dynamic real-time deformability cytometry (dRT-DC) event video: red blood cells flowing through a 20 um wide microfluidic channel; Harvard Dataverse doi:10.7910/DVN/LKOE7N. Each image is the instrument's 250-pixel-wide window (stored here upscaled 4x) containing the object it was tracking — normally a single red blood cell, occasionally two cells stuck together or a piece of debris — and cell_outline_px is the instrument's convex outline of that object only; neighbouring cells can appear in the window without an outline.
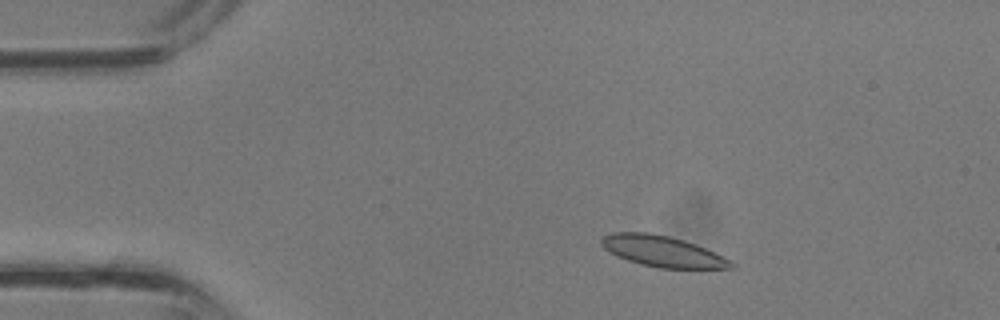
{"species": "common noctule bat (a hibernating species)", "species_latin": "Nyctalus noctula", "temperature_condition": "room temperature", "stored_images_in_passage": 35, "camera_frame_rate_fps": 3000, "um_per_image_px": 0.085, "animal": {"sex": "male", "body_mass_g": 13.3}, "frame": {"image": 1, "passage_image": 4, "time_ms": 1.0, "image_size_px": [1000, 320], "cell_outline_px": [[736, 264], [732, 268], [660, 268], [640, 264], [616, 256], [604, 248], [600, 244], [600, 240], [604, 236], [612, 232], [648, 232], [668, 236], [684, 240], [696, 244]], "centroid_in_image_um": [56.24, 21.35], "position_along_channel_um": 28.8, "area_um2": 23.12}}
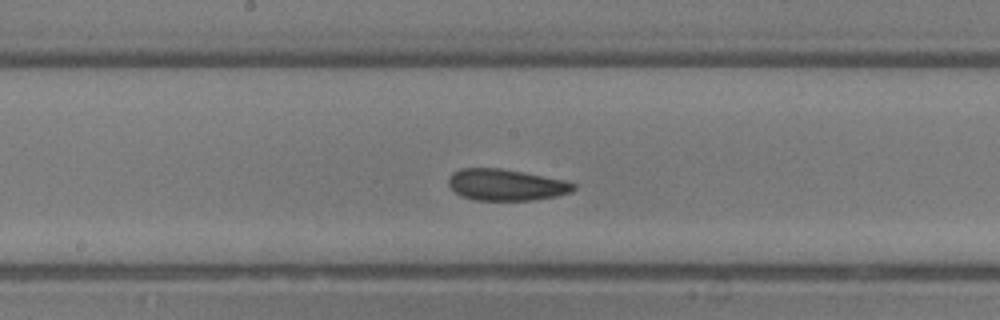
{"frame": {"image": 2, "passage_image": 17, "time_ms": 5.333, "image_size_px": [1000, 320], "cell_outline_px": [[576, 188], [572, 192], [556, 196], [532, 200], [472, 200], [456, 192], [448, 184], [448, 176], [452, 172], [460, 168], [500, 168], [524, 172], [564, 180], [576, 184]], "centroid_in_image_um": [43.01, 15.7], "position_along_channel_um": 205.2, "area_um2": 22.95}}
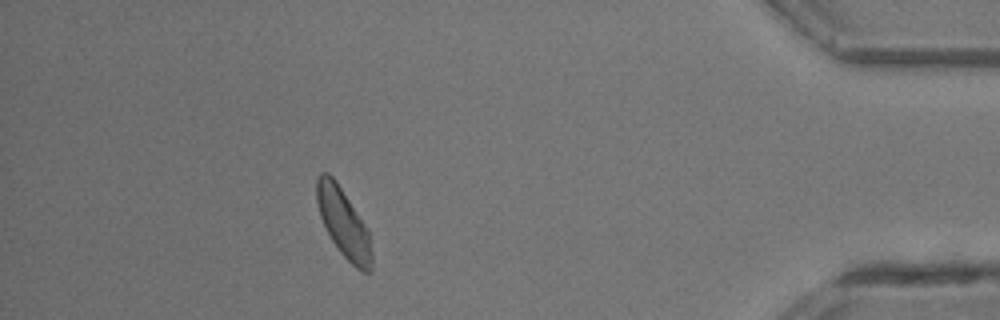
{"frame": {"image": 3, "passage_image": 31, "time_ms": 10.0, "image_size_px": [1000, 320], "cell_outline_px": [[372, 268], [368, 272], [364, 272], [356, 268], [340, 252], [332, 240], [320, 216], [316, 200], [316, 176], [320, 172], [328, 172], [336, 180], [364, 224], [368, 232], [372, 252]], "centroid_in_image_um": [29.18, 18.92], "position_along_channel_um": 406.0, "area_um2": 21.73}}